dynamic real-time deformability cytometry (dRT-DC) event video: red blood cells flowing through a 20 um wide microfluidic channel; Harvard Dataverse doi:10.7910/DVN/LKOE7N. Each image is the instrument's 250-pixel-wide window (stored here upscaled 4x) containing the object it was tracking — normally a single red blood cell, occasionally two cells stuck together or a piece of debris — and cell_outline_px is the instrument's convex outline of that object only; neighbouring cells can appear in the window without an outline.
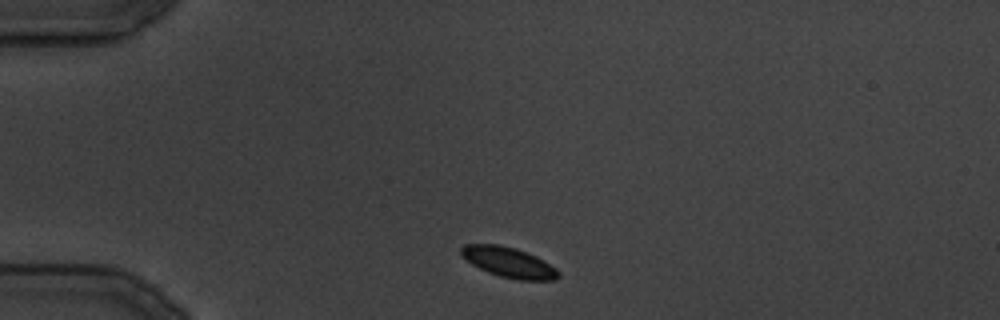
{"species": "common noctule bat (a hibernating species)", "species_latin": "Nyctalus noctula", "temperature_condition": "cold", "stored_images_in_passage": 28, "camera_frame_rate_fps": 3000, "um_per_image_px": 0.085, "animal": {"sex": "male", "body_mass_g": 19.5, "forearm_length_mm": 54.6}, "frame": {"image": 1, "passage_image": 1, "time_ms": 0.0, "image_size_px": [1000, 320], "cell_outline_px": [[560, 276], [556, 280], [516, 280], [500, 276], [488, 272], [472, 264], [460, 256], [460, 248], [464, 244], [500, 244], [516, 248], [536, 256], [544, 260], [556, 268], [560, 272]], "centroid_in_image_um": [43.24, 22.29], "position_along_channel_um": 41.8, "area_um2": 17.34}}
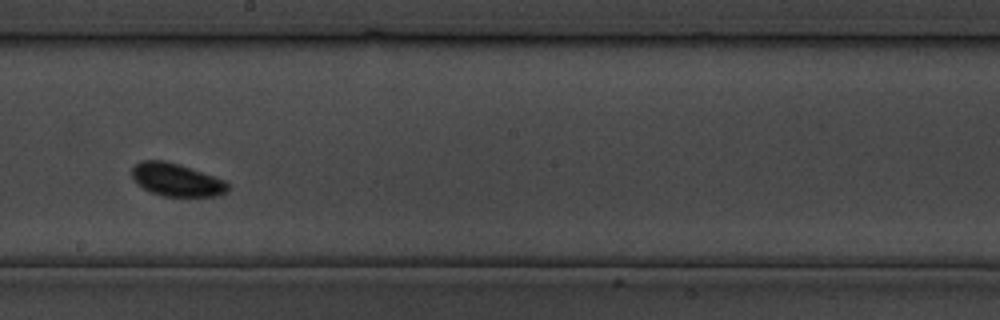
{"frame": {"image": 2, "passage_image": 13, "time_ms": 14.667, "image_size_px": [1000, 320], "cell_outline_px": [[228, 192], [216, 196], [164, 196], [152, 192], [136, 184], [132, 176], [132, 168], [140, 160], [164, 160], [180, 164], [224, 180], [228, 184]], "centroid_in_image_um": [14.99, 15.27], "position_along_channel_um": 233.2, "area_um2": 18.32}}
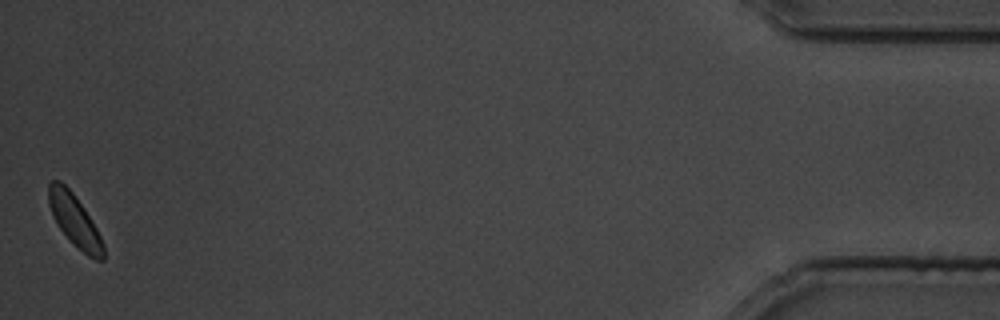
{"frame": {"image": 3, "passage_image": 28, "time_ms": 32.667, "image_size_px": [1000, 320], "cell_outline_px": [[104, 260], [96, 260], [88, 256], [72, 244], [56, 224], [52, 216], [48, 204], [48, 184], [52, 180], [60, 180], [72, 192], [84, 208], [96, 228], [104, 244]], "centroid_in_image_um": [6.32, 18.75], "position_along_channel_um": 428.9, "area_um2": 16.65}}